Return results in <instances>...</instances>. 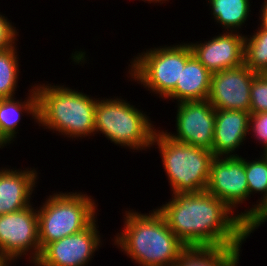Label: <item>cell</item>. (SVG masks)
I'll return each instance as SVG.
<instances>
[{"label":"cell","mask_w":267,"mask_h":266,"mask_svg":"<svg viewBox=\"0 0 267 266\" xmlns=\"http://www.w3.org/2000/svg\"><path fill=\"white\" fill-rule=\"evenodd\" d=\"M267 222V203L259 210L258 215L247 225L249 234L253 233L257 227Z\"/></svg>","instance_id":"26"},{"label":"cell","mask_w":267,"mask_h":266,"mask_svg":"<svg viewBox=\"0 0 267 266\" xmlns=\"http://www.w3.org/2000/svg\"><path fill=\"white\" fill-rule=\"evenodd\" d=\"M250 116V112L241 110H216L211 150L214 157L239 156L234 152L251 134Z\"/></svg>","instance_id":"14"},{"label":"cell","mask_w":267,"mask_h":266,"mask_svg":"<svg viewBox=\"0 0 267 266\" xmlns=\"http://www.w3.org/2000/svg\"><path fill=\"white\" fill-rule=\"evenodd\" d=\"M142 1H144V0H142ZM146 2L148 1L149 3H161V1H162V3H163V1H168V0H145Z\"/></svg>","instance_id":"29"},{"label":"cell","mask_w":267,"mask_h":266,"mask_svg":"<svg viewBox=\"0 0 267 266\" xmlns=\"http://www.w3.org/2000/svg\"><path fill=\"white\" fill-rule=\"evenodd\" d=\"M26 98L23 102L22 100H15L14 97L0 99V148L16 138L17 126H19L23 113L32 115L38 123V94L35 86L32 87Z\"/></svg>","instance_id":"17"},{"label":"cell","mask_w":267,"mask_h":266,"mask_svg":"<svg viewBox=\"0 0 267 266\" xmlns=\"http://www.w3.org/2000/svg\"><path fill=\"white\" fill-rule=\"evenodd\" d=\"M19 62L16 45L0 51V99L15 97Z\"/></svg>","instance_id":"22"},{"label":"cell","mask_w":267,"mask_h":266,"mask_svg":"<svg viewBox=\"0 0 267 266\" xmlns=\"http://www.w3.org/2000/svg\"><path fill=\"white\" fill-rule=\"evenodd\" d=\"M16 27L12 26V23L8 21L7 17L0 14V51L13 47L17 41Z\"/></svg>","instance_id":"25"},{"label":"cell","mask_w":267,"mask_h":266,"mask_svg":"<svg viewBox=\"0 0 267 266\" xmlns=\"http://www.w3.org/2000/svg\"><path fill=\"white\" fill-rule=\"evenodd\" d=\"M241 246L186 247L174 266H237Z\"/></svg>","instance_id":"18"},{"label":"cell","mask_w":267,"mask_h":266,"mask_svg":"<svg viewBox=\"0 0 267 266\" xmlns=\"http://www.w3.org/2000/svg\"><path fill=\"white\" fill-rule=\"evenodd\" d=\"M96 223L95 219L82 231L48 244L34 266H86L101 245Z\"/></svg>","instance_id":"10"},{"label":"cell","mask_w":267,"mask_h":266,"mask_svg":"<svg viewBox=\"0 0 267 266\" xmlns=\"http://www.w3.org/2000/svg\"><path fill=\"white\" fill-rule=\"evenodd\" d=\"M155 144L173 193L206 190L212 151L175 141L164 130L154 133L152 146Z\"/></svg>","instance_id":"4"},{"label":"cell","mask_w":267,"mask_h":266,"mask_svg":"<svg viewBox=\"0 0 267 266\" xmlns=\"http://www.w3.org/2000/svg\"><path fill=\"white\" fill-rule=\"evenodd\" d=\"M263 156V157H262ZM259 159L248 161L245 159V173L249 189V197L254 192L260 193L261 200L258 204L252 205L249 210L238 214L248 225L257 215L259 210L267 203V153L262 154Z\"/></svg>","instance_id":"19"},{"label":"cell","mask_w":267,"mask_h":266,"mask_svg":"<svg viewBox=\"0 0 267 266\" xmlns=\"http://www.w3.org/2000/svg\"><path fill=\"white\" fill-rule=\"evenodd\" d=\"M192 56L189 43L151 48L133 58L128 72L135 82L166 99Z\"/></svg>","instance_id":"7"},{"label":"cell","mask_w":267,"mask_h":266,"mask_svg":"<svg viewBox=\"0 0 267 266\" xmlns=\"http://www.w3.org/2000/svg\"><path fill=\"white\" fill-rule=\"evenodd\" d=\"M124 228L116 234L114 245L139 266H174L186 246L169 229L162 214L125 211Z\"/></svg>","instance_id":"2"},{"label":"cell","mask_w":267,"mask_h":266,"mask_svg":"<svg viewBox=\"0 0 267 266\" xmlns=\"http://www.w3.org/2000/svg\"><path fill=\"white\" fill-rule=\"evenodd\" d=\"M176 134L167 135L175 141L212 150L216 110L208 100L177 103Z\"/></svg>","instance_id":"9"},{"label":"cell","mask_w":267,"mask_h":266,"mask_svg":"<svg viewBox=\"0 0 267 266\" xmlns=\"http://www.w3.org/2000/svg\"><path fill=\"white\" fill-rule=\"evenodd\" d=\"M58 193L50 195L37 209L41 251L54 241L82 231L97 219V205L92 196L82 192Z\"/></svg>","instance_id":"5"},{"label":"cell","mask_w":267,"mask_h":266,"mask_svg":"<svg viewBox=\"0 0 267 266\" xmlns=\"http://www.w3.org/2000/svg\"><path fill=\"white\" fill-rule=\"evenodd\" d=\"M250 132L264 144L263 152L267 153V112L251 114Z\"/></svg>","instance_id":"24"},{"label":"cell","mask_w":267,"mask_h":266,"mask_svg":"<svg viewBox=\"0 0 267 266\" xmlns=\"http://www.w3.org/2000/svg\"><path fill=\"white\" fill-rule=\"evenodd\" d=\"M250 0H208L211 13L227 32H237L249 17Z\"/></svg>","instance_id":"20"},{"label":"cell","mask_w":267,"mask_h":266,"mask_svg":"<svg viewBox=\"0 0 267 266\" xmlns=\"http://www.w3.org/2000/svg\"><path fill=\"white\" fill-rule=\"evenodd\" d=\"M206 191L225 202L233 211L249 198L245 159L241 156L214 157L210 163Z\"/></svg>","instance_id":"11"},{"label":"cell","mask_w":267,"mask_h":266,"mask_svg":"<svg viewBox=\"0 0 267 266\" xmlns=\"http://www.w3.org/2000/svg\"><path fill=\"white\" fill-rule=\"evenodd\" d=\"M154 125L149 117L120 98L99 99L94 116L95 134L103 133L111 142L133 150L152 147Z\"/></svg>","instance_id":"6"},{"label":"cell","mask_w":267,"mask_h":266,"mask_svg":"<svg viewBox=\"0 0 267 266\" xmlns=\"http://www.w3.org/2000/svg\"><path fill=\"white\" fill-rule=\"evenodd\" d=\"M0 266H9V263L5 259L0 258Z\"/></svg>","instance_id":"28"},{"label":"cell","mask_w":267,"mask_h":266,"mask_svg":"<svg viewBox=\"0 0 267 266\" xmlns=\"http://www.w3.org/2000/svg\"><path fill=\"white\" fill-rule=\"evenodd\" d=\"M257 75L245 64L212 73L209 103L215 110L250 112V87Z\"/></svg>","instance_id":"12"},{"label":"cell","mask_w":267,"mask_h":266,"mask_svg":"<svg viewBox=\"0 0 267 266\" xmlns=\"http://www.w3.org/2000/svg\"><path fill=\"white\" fill-rule=\"evenodd\" d=\"M35 88L38 94L39 126L58 131L69 138L94 136L97 98L64 85L35 84Z\"/></svg>","instance_id":"3"},{"label":"cell","mask_w":267,"mask_h":266,"mask_svg":"<svg viewBox=\"0 0 267 266\" xmlns=\"http://www.w3.org/2000/svg\"><path fill=\"white\" fill-rule=\"evenodd\" d=\"M212 73L193 55L181 71L175 89L166 97L182 101L208 100Z\"/></svg>","instance_id":"16"},{"label":"cell","mask_w":267,"mask_h":266,"mask_svg":"<svg viewBox=\"0 0 267 266\" xmlns=\"http://www.w3.org/2000/svg\"><path fill=\"white\" fill-rule=\"evenodd\" d=\"M172 196L157 210L186 247L242 246L250 236L247 224L238 214L208 191Z\"/></svg>","instance_id":"1"},{"label":"cell","mask_w":267,"mask_h":266,"mask_svg":"<svg viewBox=\"0 0 267 266\" xmlns=\"http://www.w3.org/2000/svg\"><path fill=\"white\" fill-rule=\"evenodd\" d=\"M263 75L267 78V70L263 73Z\"/></svg>","instance_id":"30"},{"label":"cell","mask_w":267,"mask_h":266,"mask_svg":"<svg viewBox=\"0 0 267 266\" xmlns=\"http://www.w3.org/2000/svg\"><path fill=\"white\" fill-rule=\"evenodd\" d=\"M245 36L227 32L204 43H189L193 55L211 73L239 67L244 64Z\"/></svg>","instance_id":"13"},{"label":"cell","mask_w":267,"mask_h":266,"mask_svg":"<svg viewBox=\"0 0 267 266\" xmlns=\"http://www.w3.org/2000/svg\"><path fill=\"white\" fill-rule=\"evenodd\" d=\"M27 252H30V263L33 264L41 254L38 213L31 205L0 215V258L10 264L22 255L28 256Z\"/></svg>","instance_id":"8"},{"label":"cell","mask_w":267,"mask_h":266,"mask_svg":"<svg viewBox=\"0 0 267 266\" xmlns=\"http://www.w3.org/2000/svg\"><path fill=\"white\" fill-rule=\"evenodd\" d=\"M262 11V12H261ZM261 11H260V15H261V19H260V27L264 30L267 31V0H265L263 2V5L261 7Z\"/></svg>","instance_id":"27"},{"label":"cell","mask_w":267,"mask_h":266,"mask_svg":"<svg viewBox=\"0 0 267 266\" xmlns=\"http://www.w3.org/2000/svg\"><path fill=\"white\" fill-rule=\"evenodd\" d=\"M35 169L0 170V215L22 210L30 205V199L38 179Z\"/></svg>","instance_id":"15"},{"label":"cell","mask_w":267,"mask_h":266,"mask_svg":"<svg viewBox=\"0 0 267 266\" xmlns=\"http://www.w3.org/2000/svg\"><path fill=\"white\" fill-rule=\"evenodd\" d=\"M267 112V78L258 74L250 87V114Z\"/></svg>","instance_id":"23"},{"label":"cell","mask_w":267,"mask_h":266,"mask_svg":"<svg viewBox=\"0 0 267 266\" xmlns=\"http://www.w3.org/2000/svg\"><path fill=\"white\" fill-rule=\"evenodd\" d=\"M244 41V64L257 74H263L267 70V31L258 27Z\"/></svg>","instance_id":"21"}]
</instances>
